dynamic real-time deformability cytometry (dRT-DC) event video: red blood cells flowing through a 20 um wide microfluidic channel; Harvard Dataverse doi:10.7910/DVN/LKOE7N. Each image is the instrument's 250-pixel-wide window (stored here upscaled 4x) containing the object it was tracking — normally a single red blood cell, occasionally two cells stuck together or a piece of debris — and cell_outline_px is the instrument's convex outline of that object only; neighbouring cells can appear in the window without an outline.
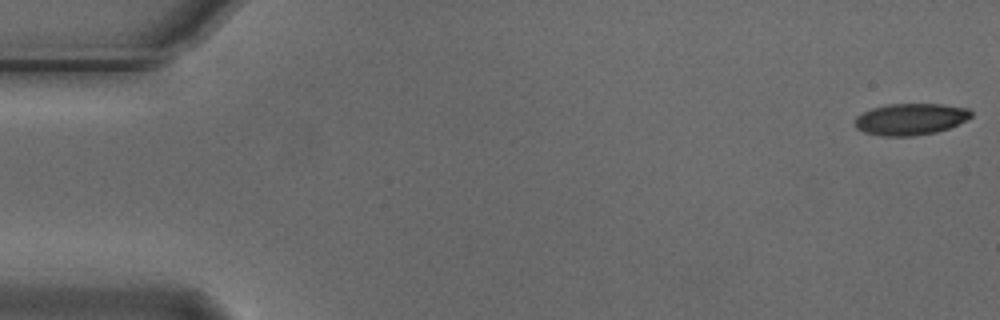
{"species": "Egyptian fruit bat (a non-hibernating species)", "species_latin": "Rousettus aegyptiacus", "temperature_condition": "cold", "stored_images_in_passage": 44, "camera_frame_rate_fps": 3000, "um_per_image_px": 0.085, "animal": {"sex": "male"}, "frame": {"image": 1, "passage_image": 1, "time_ms": 0.0, "image_size_px": [1000, 320], "cell_outline_px": [[972, 116], [948, 128], [936, 132], [912, 136], [884, 136], [864, 132], [856, 128], [856, 116], [872, 108], [888, 104], [944, 104], [968, 108], [972, 112]], "centroid_in_image_um": [77.39, 10.12], "position_along_channel_um": 7.6, "area_um2": 21.21}}
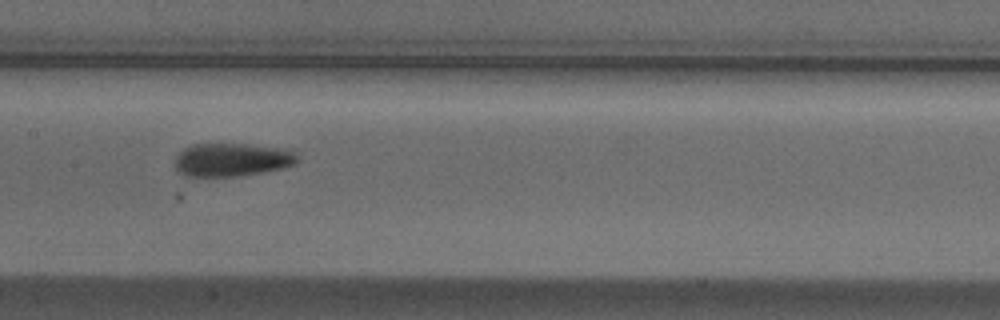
{"frame": {"image": 2, "passage_image": 27, "time_ms": 8.667, "image_size_px": [1000, 320], "cell_outline_px": [[296, 164], [284, 168], [264, 172], [240, 176], [184, 176], [176, 172], [176, 156], [184, 148], [192, 144], [248, 144], [284, 148], [296, 152]], "centroid_in_image_um": [19.72, 13.58], "position_along_channel_um": 187.7, "area_um2": 23.93}}
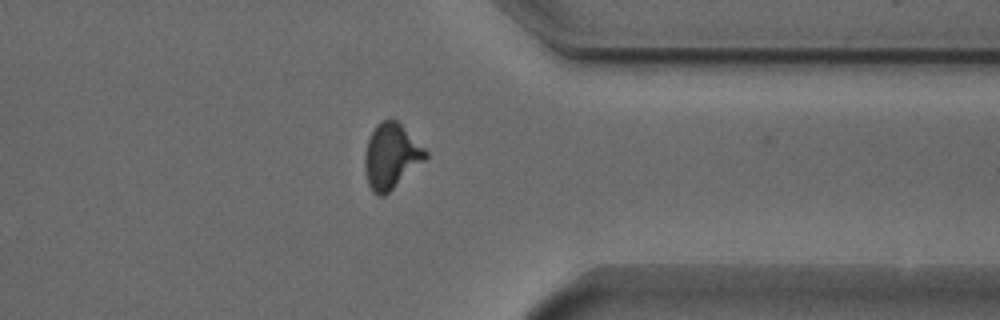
{"frame": {"image": 3, "passage_image": 43, "time_ms": 14.0, "image_size_px": [1000, 320], "cell_outline_px": [[428, 156], [424, 160], [384, 196], [376, 196], [372, 192], [368, 184], [364, 172], [364, 152], [368, 140], [376, 124], [380, 120], [396, 120], [428, 152]], "centroid_in_image_um": [33.2, 13.29], "position_along_channel_um": 378.2, "area_um2": 22.83}}